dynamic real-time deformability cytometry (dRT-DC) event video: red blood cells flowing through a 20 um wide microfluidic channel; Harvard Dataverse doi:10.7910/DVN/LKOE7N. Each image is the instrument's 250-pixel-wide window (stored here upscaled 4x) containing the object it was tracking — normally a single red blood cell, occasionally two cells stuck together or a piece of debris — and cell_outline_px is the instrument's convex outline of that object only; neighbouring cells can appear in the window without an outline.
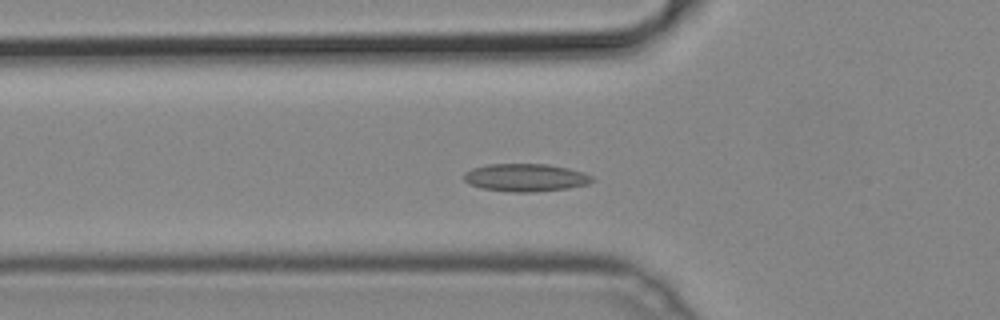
{"species": "common noctule bat (a hibernating species)", "species_latin": "Nyctalus noctula", "temperature_condition": "cold", "stored_images_in_passage": 49, "camera_frame_rate_fps": 3000, "um_per_image_px": 0.085, "animal": {"sex": "male", "body_mass_g": 19.2, "forearm_length_mm": 51.8}, "frame": {"image": 1, "passage_image": 15, "time_ms": 4.667, "image_size_px": [1000, 320], "cell_outline_px": [[592, 180], [588, 184], [568, 188], [532, 192], [508, 192], [480, 188], [468, 184], [464, 180], [464, 172], [472, 168], [488, 164], [548, 164], [568, 168], [584, 172], [592, 176]], "centroid_in_image_um": [44.63, 15.09], "position_along_channel_um": 81.2, "area_um2": 20.87}}
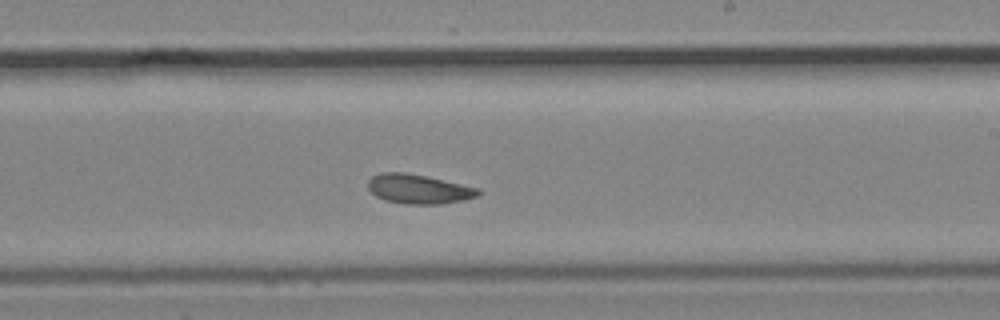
{"frame": {"image": 2, "passage_image": 28, "time_ms": 9.0, "image_size_px": [1000, 320], "cell_outline_px": [[480, 196], [464, 200], [440, 204], [404, 204], [384, 200], [376, 196], [368, 188], [368, 180], [372, 176], [380, 172], [404, 172], [424, 176], [480, 188]], "centroid_in_image_um": [35.58, 16.07], "position_along_channel_um": 253.4, "area_um2": 18.9}}
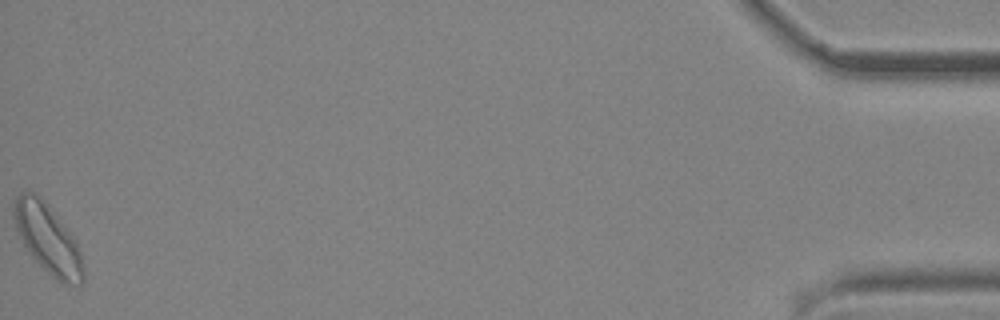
{"frame": {"image": 3, "passage_image": 49, "time_ms": 16.0, "image_size_px": [1000, 320], "cell_outline_px": [[84, 284], [60, 284], [32, 256], [24, 244], [16, 228], [12, 216], [12, 204], [16, 196], [20, 192], [32, 192], [52, 212], [76, 240], [80, 252], [84, 268]], "centroid_in_image_um": [4.06, 20.35], "position_along_channel_um": 431.1, "area_um2": 27.34}}